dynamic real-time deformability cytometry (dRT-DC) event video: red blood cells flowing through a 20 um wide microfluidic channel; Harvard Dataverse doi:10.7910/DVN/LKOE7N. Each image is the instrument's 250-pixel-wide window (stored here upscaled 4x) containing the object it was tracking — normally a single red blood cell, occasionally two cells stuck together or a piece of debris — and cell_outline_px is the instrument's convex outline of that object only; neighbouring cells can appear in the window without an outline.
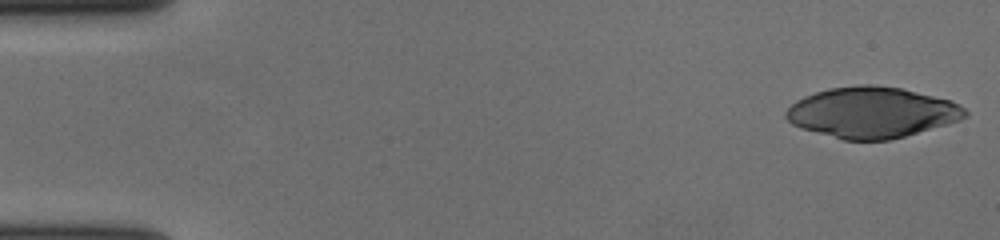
{"species": "human", "species_latin": "Homo sapiens", "temperature_condition": "cold", "stored_images_in_passage": 56, "camera_frame_rate_fps": 3000, "um_per_image_px": 0.085, "donor": {"sex": "female"}, "frame": {"image": 1, "passage_image": 1, "time_ms": 0.0, "image_size_px": [1000, 240], "cell_outline_px": [[968, 116], [960, 120], [948, 124], [904, 136], [888, 140], [844, 140], [800, 128], [792, 124], [784, 116], [784, 112], [796, 100], [804, 96], [828, 88], [856, 84], [872, 84], [900, 88], [948, 100], [960, 104], [968, 112]], "centroid_in_image_um": [74.09, 9.55], "position_along_channel_um": 10.9, "area_um2": 53.0}}